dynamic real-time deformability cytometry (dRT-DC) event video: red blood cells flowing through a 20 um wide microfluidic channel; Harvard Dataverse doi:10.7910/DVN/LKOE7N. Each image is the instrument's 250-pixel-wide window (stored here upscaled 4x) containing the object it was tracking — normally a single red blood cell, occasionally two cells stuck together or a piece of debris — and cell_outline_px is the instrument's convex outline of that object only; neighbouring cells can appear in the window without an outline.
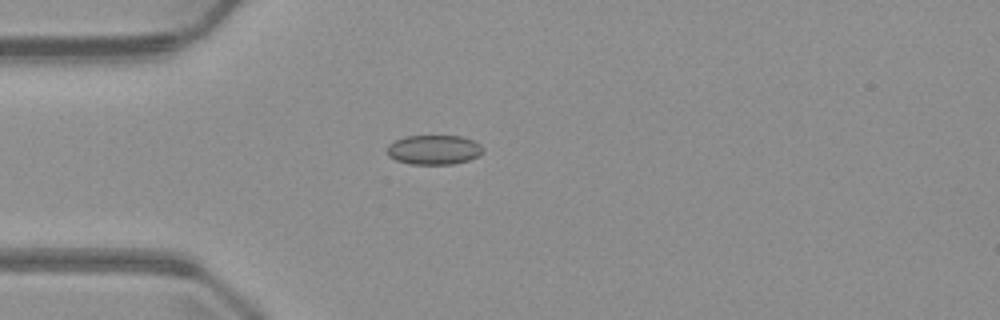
{"species": "common noctule bat (a hibernating species)", "species_latin": "Nyctalus noctula", "temperature_condition": "warm", "stored_images_in_passage": 4, "camera_frame_rate_fps": 3000, "um_per_image_px": 0.085, "animal": {"sex": "male", "body_mass_g": 23.1, "forearm_length_mm": 52.7}, "frame": {"image": 1, "passage_image": 4, "time_ms": 3.667, "image_size_px": [1000, 320], "cell_outline_px": [[484, 152], [480, 156], [468, 160], [452, 164], [408, 164], [396, 160], [388, 156], [388, 144], [404, 136], [460, 136], [472, 140], [480, 144], [484, 148]], "centroid_in_image_um": [36.9, 12.73], "position_along_channel_um": 48.1, "area_um2": 16.59}}